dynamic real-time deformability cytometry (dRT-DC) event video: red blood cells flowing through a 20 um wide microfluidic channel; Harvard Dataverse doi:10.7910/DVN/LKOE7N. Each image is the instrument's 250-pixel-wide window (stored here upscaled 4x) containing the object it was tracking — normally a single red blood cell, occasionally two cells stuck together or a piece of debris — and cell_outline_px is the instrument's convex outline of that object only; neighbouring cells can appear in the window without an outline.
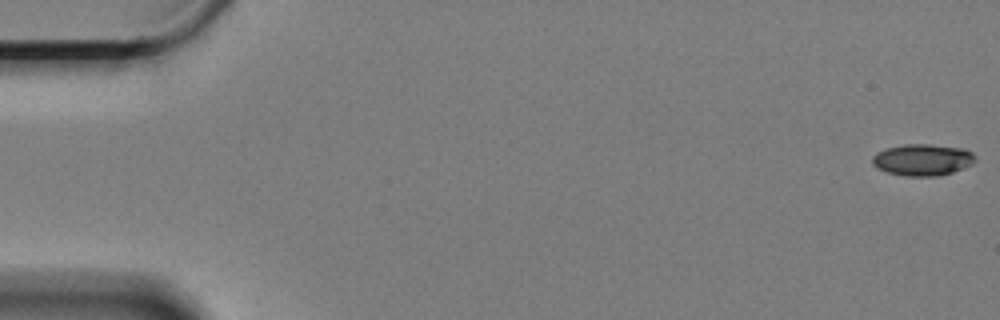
{"species": "Egyptian fruit bat (a non-hibernating species)", "species_latin": "Rousettus aegyptiacus", "temperature_condition": "cold", "stored_images_in_passage": 18, "camera_frame_rate_fps": 3000, "um_per_image_px": 0.085, "animal": {"sex": "female"}, "frame": {"image": 1, "passage_image": 1, "time_ms": 0.0, "image_size_px": [1000, 320], "cell_outline_px": [[976, 160], [972, 164], [952, 172], [936, 176], [904, 176], [888, 172], [876, 168], [872, 164], [872, 156], [876, 152], [888, 148], [904, 144], [932, 144], [964, 148], [972, 152], [976, 156]], "centroid_in_image_um": [78.42, 13.57], "position_along_channel_um": 6.6, "area_um2": 19.07}}
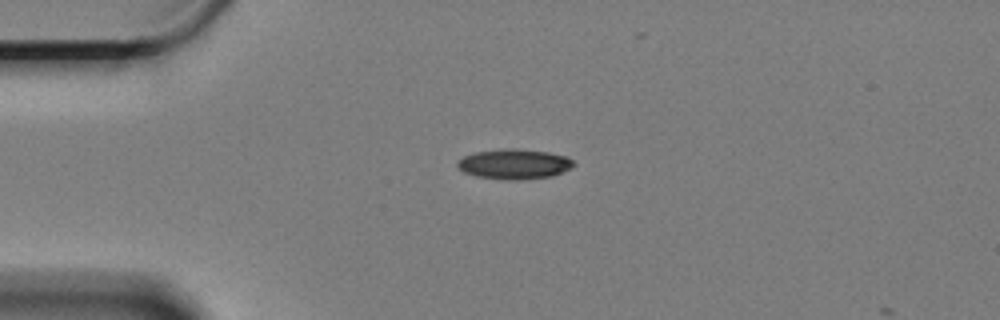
{"frame": {"image": 2, "passage_image": 15, "time_ms": 4.667, "image_size_px": [1000, 320], "cell_outline_px": [[576, 164], [572, 168], [552, 176], [520, 180], [508, 180], [476, 176], [464, 172], [456, 164], [464, 156], [476, 152], [504, 148], [512, 148], [548, 152], [568, 156]], "centroid_in_image_um": [43.76, 13.94], "position_along_channel_um": 41.2, "area_um2": 20.35}}